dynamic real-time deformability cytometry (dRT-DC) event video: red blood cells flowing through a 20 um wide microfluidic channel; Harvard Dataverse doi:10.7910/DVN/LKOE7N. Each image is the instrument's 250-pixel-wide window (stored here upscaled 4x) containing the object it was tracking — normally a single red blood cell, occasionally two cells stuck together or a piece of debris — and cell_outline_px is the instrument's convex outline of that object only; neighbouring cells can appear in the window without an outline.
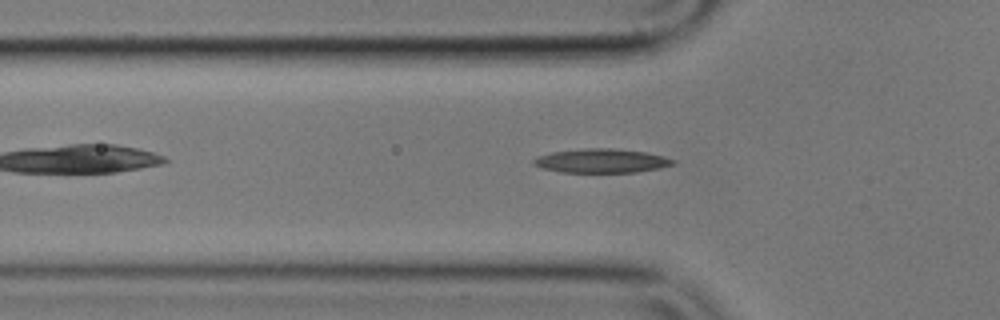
{"species": "common noctule bat (a hibernating species)", "species_latin": "Nyctalus noctula", "temperature_condition": "cold", "stored_images_in_passage": 43, "camera_frame_rate_fps": 3000, "um_per_image_px": 0.085, "animal": {"sex": "male", "body_mass_g": 17.9}, "frame": {"image": 1, "passage_image": 8, "time_ms": 2.333, "image_size_px": [1000, 320], "cell_outline_px": [[676, 164], [660, 168], [636, 172], [560, 172], [540, 168], [532, 164], [532, 160], [536, 156], [552, 152], [580, 148], [612, 148], [644, 152], [664, 156], [676, 160]], "centroid_in_image_um": [51.09, 13.67], "position_along_channel_um": 74.7, "area_um2": 19.71}}
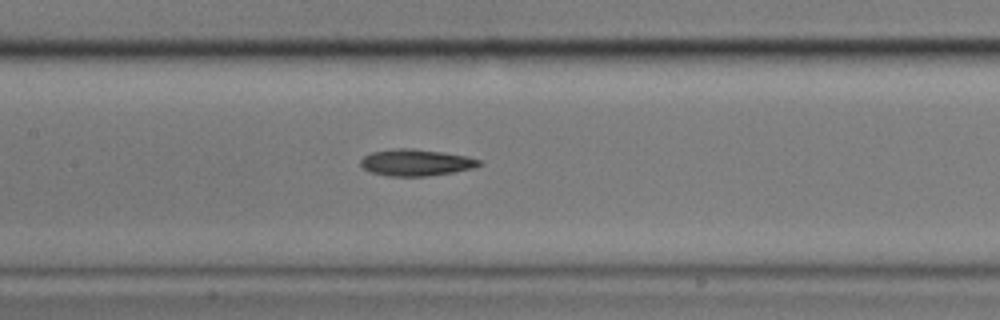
{"frame": {"image": 2, "passage_image": 16, "time_ms": 5.0, "image_size_px": [1000, 320], "cell_outline_px": [[484, 164], [472, 168], [452, 172], [428, 176], [388, 176], [372, 172], [364, 168], [360, 164], [360, 160], [364, 156], [372, 152], [396, 148], [412, 148], [444, 152], [468, 156], [480, 160]], "centroid_in_image_um": [35.38, 13.81], "position_along_channel_um": 172.0, "area_um2": 18.38}}
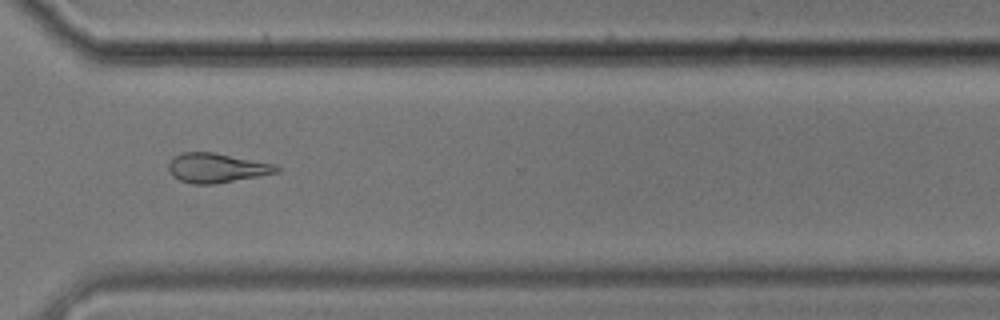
{"frame": {"image": 3, "passage_image": 31, "time_ms": 10.0, "image_size_px": [1000, 320], "cell_outline_px": [[280, 172], [212, 184], [192, 184], [180, 180], [172, 176], [168, 168], [168, 164], [180, 152], [212, 152], [272, 164], [280, 168]], "centroid_in_image_um": [18.37, 14.27], "position_along_channel_um": 352.2, "area_um2": 18.15}, "authors_computed_cell_mechanics": {"area_um2": 18.6116, "velocity_mm_per_s": 3.6062, "shape_relaxation_time_tau1_ms": 5.237, "shape_relaxation_time_tau2_ms": null, "deformation_change_tau1": 0.1426, "deformation_change_tau2": null}}